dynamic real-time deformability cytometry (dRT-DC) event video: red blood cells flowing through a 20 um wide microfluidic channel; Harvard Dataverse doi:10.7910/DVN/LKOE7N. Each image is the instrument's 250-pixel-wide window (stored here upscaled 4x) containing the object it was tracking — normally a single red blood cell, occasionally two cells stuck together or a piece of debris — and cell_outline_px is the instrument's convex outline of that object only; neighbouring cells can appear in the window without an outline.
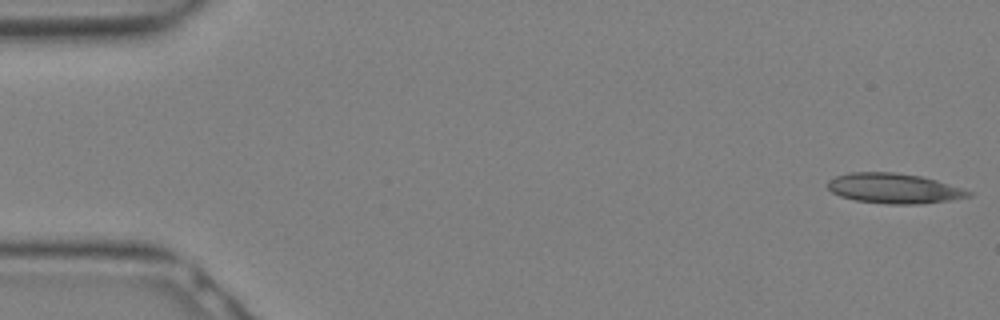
{"species": "Egyptian fruit bat (a non-hibernating species)", "species_latin": "Rousettus aegyptiacus", "temperature_condition": "warm", "stored_images_in_passage": 10, "camera_frame_rate_fps": 3000, "um_per_image_px": 0.085, "animal": {"sex": "female"}, "frame": {"image": 1, "passage_image": 1, "time_ms": 0.0, "image_size_px": [1000, 320], "cell_outline_px": [[972, 196], [948, 200], [920, 204], [888, 204], [856, 200], [840, 196], [832, 192], [828, 188], [828, 180], [836, 176], [848, 172], [896, 172], [920, 176], [936, 180], [972, 192]], "centroid_in_image_um": [75.95, 16.01], "position_along_channel_um": 9.0, "area_um2": 24.51}}
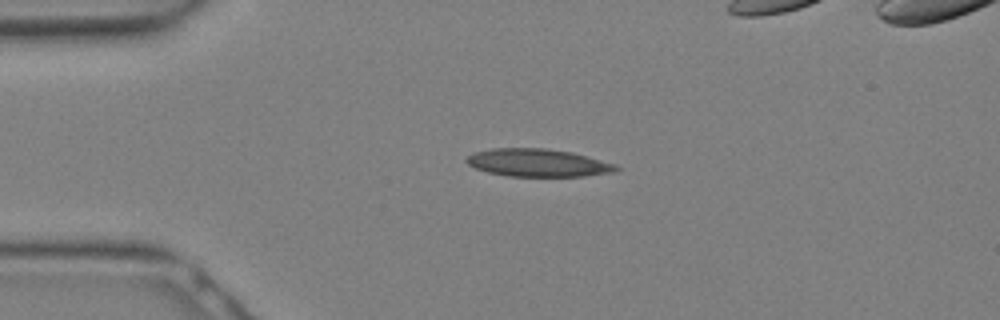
{"frame": {"image": 2, "passage_image": 7, "time_ms": 2.0, "image_size_px": [1000, 320], "cell_outline_px": [[620, 168], [616, 172], [584, 176], [508, 176], [488, 172], [476, 168], [468, 164], [464, 160], [472, 152], [492, 148], [544, 148], [572, 152], [616, 164]], "centroid_in_image_um": [45.72, 13.83], "position_along_channel_um": 39.3, "area_um2": 24.28}}